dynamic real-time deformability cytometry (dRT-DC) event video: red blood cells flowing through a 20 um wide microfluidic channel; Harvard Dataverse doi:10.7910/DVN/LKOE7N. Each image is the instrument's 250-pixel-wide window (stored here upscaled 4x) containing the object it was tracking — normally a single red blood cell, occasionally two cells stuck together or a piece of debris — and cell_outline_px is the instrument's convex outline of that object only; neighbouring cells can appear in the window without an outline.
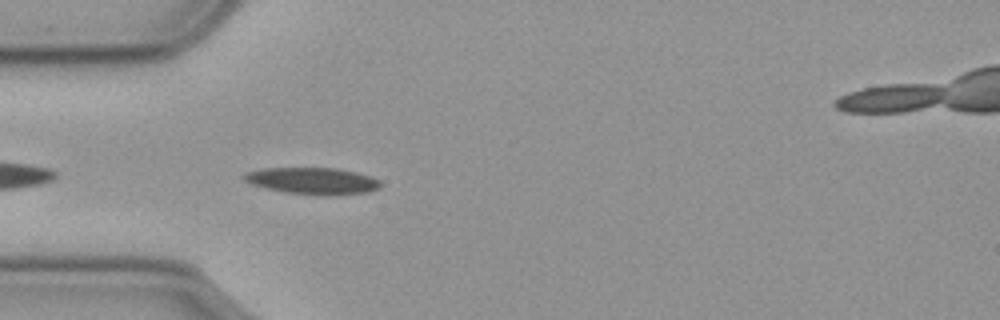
{"species": "common noctule bat (a hibernating species)", "species_latin": "Nyctalus noctula", "temperature_condition": "cold", "stored_images_in_passage": 13, "camera_frame_rate_fps": 3000, "um_per_image_px": 0.085, "animal": {"sex": "male", "body_mass_g": 23.1, "forearm_length_mm": 52.7}, "frame": {"image": 1, "passage_image": 3, "time_ms": 0.667, "image_size_px": [1000, 320], "cell_outline_px": [[380, 188], [368, 192], [328, 196], [320, 196], [288, 192], [268, 188], [252, 184], [244, 180], [240, 176], [244, 172], [264, 168], [336, 168], [356, 172], [372, 176], [380, 180]], "centroid_in_image_um": [26.59, 15.37], "position_along_channel_um": 58.4, "area_um2": 21.39}}
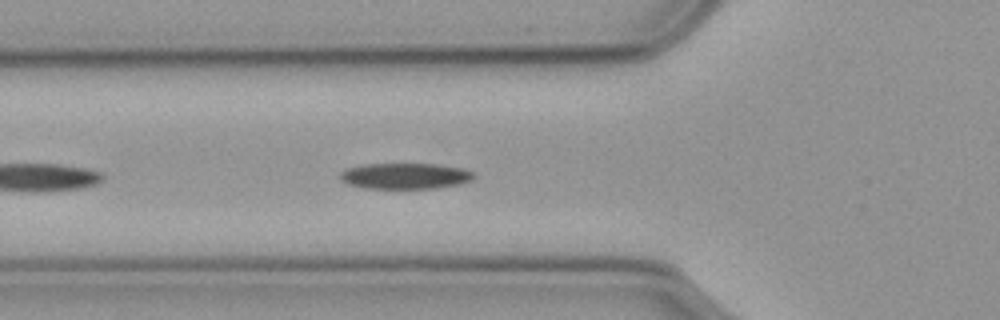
{"frame": {"image": 2, "passage_image": 6, "time_ms": 1.667, "image_size_px": [1000, 320], "cell_outline_px": [[476, 176], [472, 180], [460, 184], [436, 188], [364, 188], [348, 184], [340, 180], [340, 172], [348, 168], [364, 164], [436, 164], [464, 168], [472, 172]], "centroid_in_image_um": [34.45, 14.96], "position_along_channel_um": 91.3, "area_um2": 20.23}}
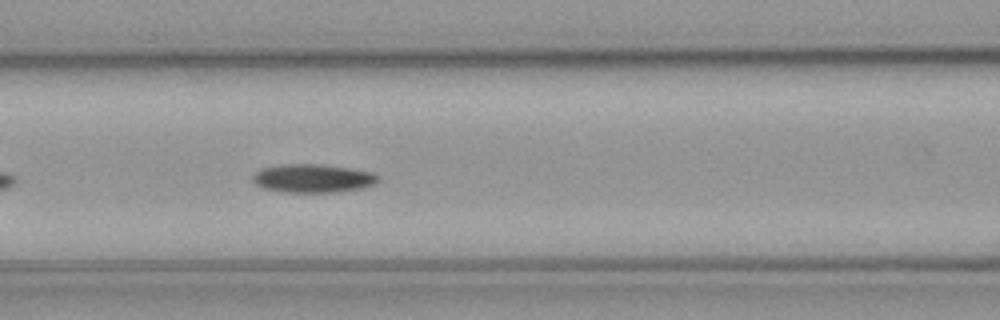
{"frame": {"image": 3, "passage_image": 10, "time_ms": 3.0, "image_size_px": [1000, 320], "cell_outline_px": [[376, 180], [372, 184], [364, 188], [332, 192], [280, 192], [264, 188], [256, 184], [252, 180], [252, 176], [260, 168], [280, 164], [320, 164], [348, 168], [372, 172], [376, 176]], "centroid_in_image_um": [26.51, 15.15], "position_along_channel_um": 140.1, "area_um2": 20.63}}